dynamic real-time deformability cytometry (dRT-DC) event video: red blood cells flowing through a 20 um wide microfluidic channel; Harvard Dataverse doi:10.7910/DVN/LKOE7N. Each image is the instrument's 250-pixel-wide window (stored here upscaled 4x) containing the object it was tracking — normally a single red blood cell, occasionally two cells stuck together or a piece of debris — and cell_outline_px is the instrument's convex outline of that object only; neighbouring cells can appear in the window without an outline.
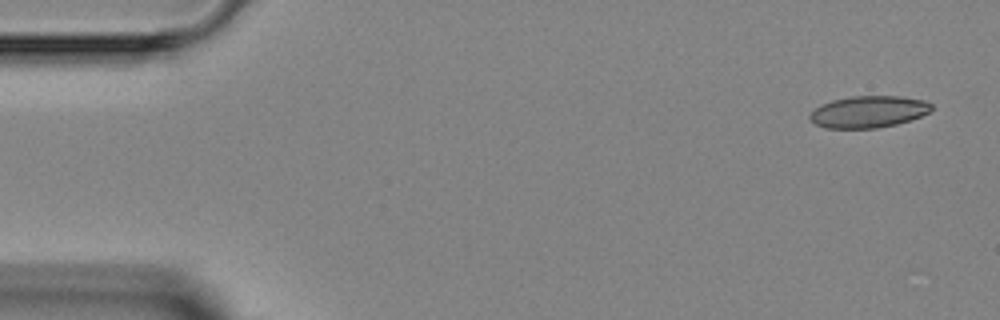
{"species": "Egyptian fruit bat (a non-hibernating species)", "species_latin": "Rousettus aegyptiacus", "temperature_condition": "room temperature", "stored_images_in_passage": 5, "segment_of_instrument_passage": [1, 2], "camera_frame_rate_fps": 3000, "um_per_image_px": 0.085, "animal": {"sex": "female"}, "frame": {"image": 1, "passage_image": 1, "time_ms": 0.0, "image_size_px": [1000, 320], "cell_outline_px": [[932, 108], [928, 112], [920, 116], [896, 124], [876, 128], [824, 128], [816, 124], [808, 116], [820, 104], [832, 100], [852, 96], [900, 96], [924, 100], [932, 104]], "centroid_in_image_um": [73.81, 9.49], "position_along_channel_um": 11.2, "area_um2": 22.37}}
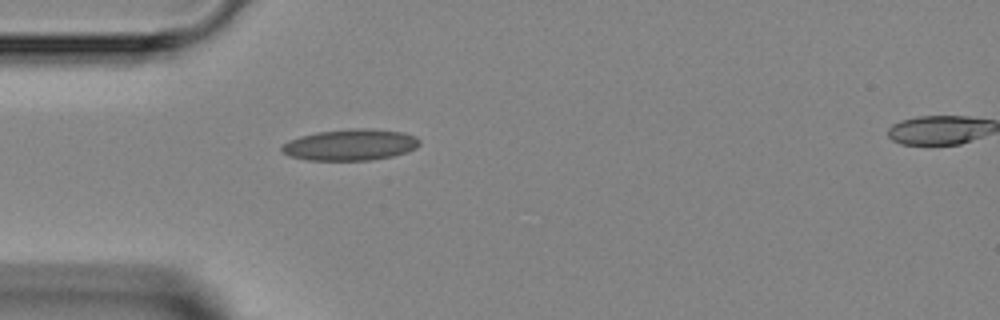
{"frame": {"image": 2, "passage_image": 4, "time_ms": 3.667, "image_size_px": [1000, 320], "cell_outline_px": [[420, 144], [416, 148], [408, 152], [392, 156], [372, 160], [308, 160], [288, 156], [280, 148], [288, 140], [300, 136], [316, 132], [352, 128], [368, 128], [404, 132], [416, 136], [420, 140]], "centroid_in_image_um": [29.8, 12.3], "position_along_channel_um": 55.2, "area_um2": 25.32}}